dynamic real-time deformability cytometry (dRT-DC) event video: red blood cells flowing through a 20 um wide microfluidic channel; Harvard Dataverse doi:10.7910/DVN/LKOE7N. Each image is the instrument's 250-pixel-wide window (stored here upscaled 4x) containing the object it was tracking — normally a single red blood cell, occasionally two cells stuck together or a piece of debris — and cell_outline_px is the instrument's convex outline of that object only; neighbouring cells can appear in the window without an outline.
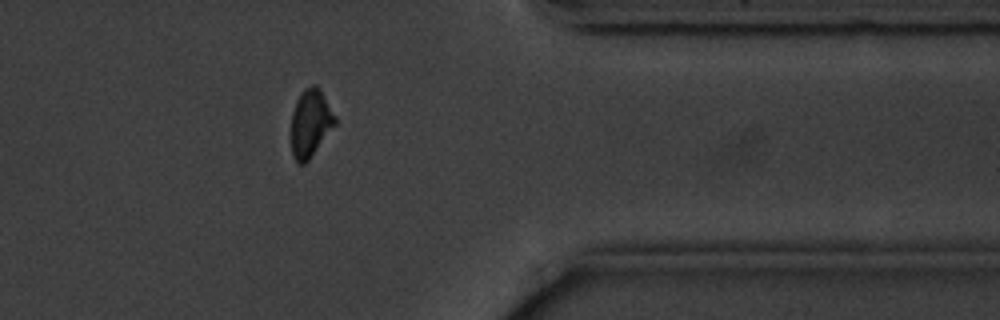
{"species": "common noctule bat (a hibernating species)", "species_latin": "Nyctalus noctula", "temperature_condition": "cold", "stored_images_in_passage": 14, "camera_frame_rate_fps": 3000, "um_per_image_px": 0.085, "animal": {"sex": "male", "body_mass_g": 20.1, "forearm_length_mm": 53.5}, "frame": {"image": 1, "passage_image": 12, "time_ms": 13.667, "image_size_px": [1000, 320], "cell_outline_px": [[336, 124], [308, 160], [304, 164], [300, 164], [292, 156], [292, 112], [296, 100], [304, 88], [312, 84], [316, 84], [320, 88], [336, 116]], "centroid_in_image_um": [26.4, 10.42], "position_along_channel_um": 385.0, "area_um2": 17.22}}
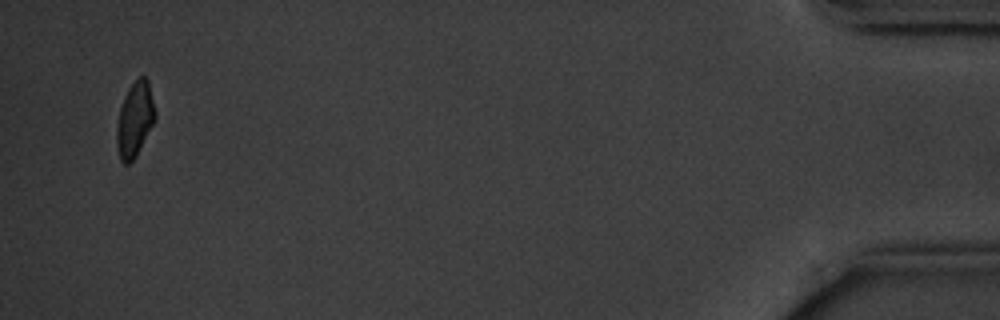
{"frame": {"image": 2, "passage_image": 14, "time_ms": 16.667, "image_size_px": [1000, 320], "cell_outline_px": [[156, 120], [136, 156], [128, 164], [124, 164], [120, 160], [116, 144], [116, 128], [120, 108], [124, 96], [128, 88], [140, 76], [144, 76], [148, 80], [156, 112]], "centroid_in_image_um": [11.46, 10.17], "position_along_channel_um": 423.7, "area_um2": 16.88}, "authors_computed_cell_mechanics": {"area_um2": 18.7272, "velocity_mm_per_s": 3.584, "shape_relaxation_time_tau1_ms": 2.1292, "shape_relaxation_time_tau2_ms": 4.0477, "deformation_change_tau1": 0.0658, "deformation_change_tau2": 0.0583}}